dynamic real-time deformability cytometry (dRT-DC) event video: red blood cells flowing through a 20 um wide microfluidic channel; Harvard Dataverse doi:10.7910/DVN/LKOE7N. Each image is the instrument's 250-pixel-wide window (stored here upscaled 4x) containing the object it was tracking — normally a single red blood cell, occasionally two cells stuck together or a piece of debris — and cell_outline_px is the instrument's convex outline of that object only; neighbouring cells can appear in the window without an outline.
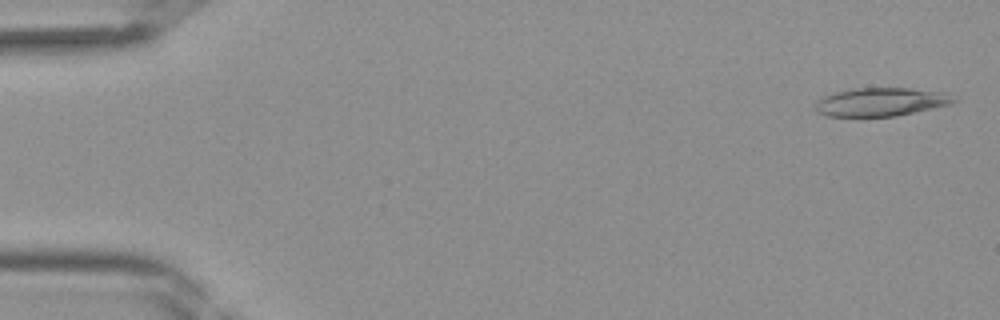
{"species": "Egyptian fruit bat (a non-hibernating species)", "species_latin": "Rousettus aegyptiacus", "temperature_condition": "room temperature", "stored_images_in_passage": 41, "camera_frame_rate_fps": 3000, "um_per_image_px": 0.085, "frame": {"image": 1, "passage_image": 1, "time_ms": 0.0, "image_size_px": [1000, 320], "cell_outline_px": [[960, 100], [952, 104], [896, 116], [828, 116], [816, 112], [816, 100], [824, 96], [836, 92], [852, 88], [908, 88], [944, 92]], "centroid_in_image_um": [74.9, 8.66], "position_along_channel_um": 10.1, "area_um2": 22.95}}
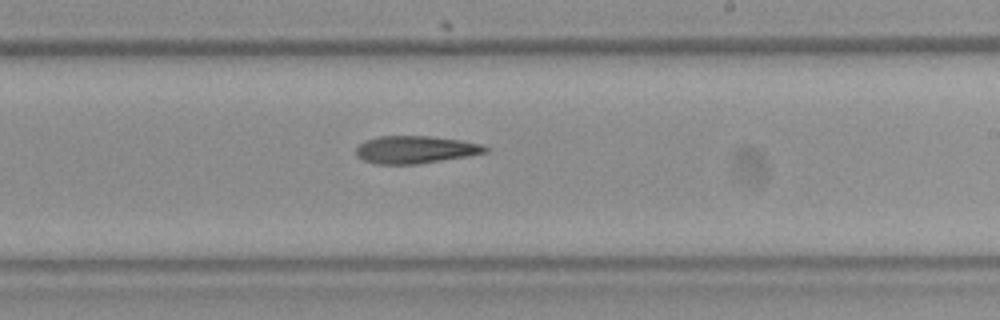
{"frame": {"image": 2, "passage_image": 24, "time_ms": 7.667, "image_size_px": [1000, 320], "cell_outline_px": [[488, 152], [468, 156], [416, 164], [372, 164], [356, 156], [356, 148], [364, 140], [380, 136], [428, 136], [460, 140], [480, 144], [488, 148]], "centroid_in_image_um": [35.27, 12.72], "position_along_channel_um": 253.7, "area_um2": 20.69}}
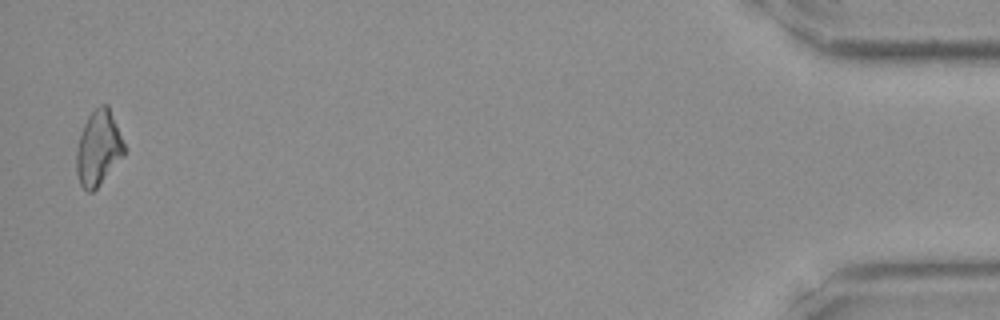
{"frame": {"image": 3, "passage_image": 40, "time_ms": 13.0, "image_size_px": [1000, 320], "cell_outline_px": [[124, 156], [100, 184], [92, 192], [88, 192], [80, 184], [76, 172], [76, 148], [84, 124], [88, 116], [100, 104], [108, 104], [124, 144]], "centroid_in_image_um": [8.35, 12.6], "position_along_channel_um": 426.8, "area_um2": 20.69}}